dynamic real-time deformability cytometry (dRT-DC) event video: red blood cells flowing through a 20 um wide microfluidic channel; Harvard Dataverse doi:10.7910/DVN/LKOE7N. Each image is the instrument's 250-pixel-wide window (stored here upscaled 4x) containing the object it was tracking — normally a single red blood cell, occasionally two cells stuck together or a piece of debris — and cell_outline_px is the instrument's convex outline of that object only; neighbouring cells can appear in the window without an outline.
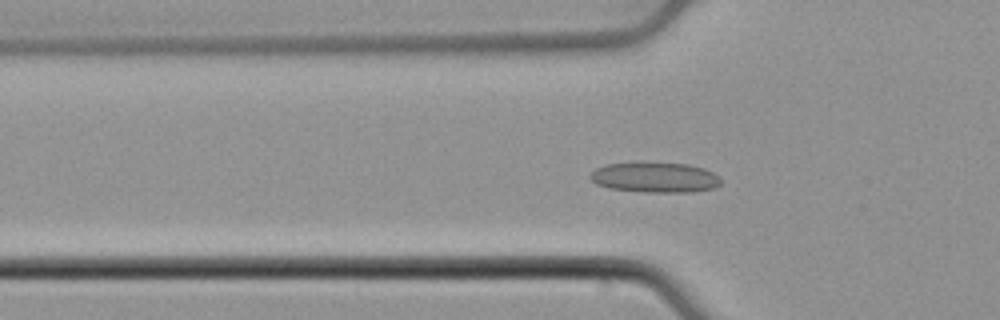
{"species": "common noctule bat (a hibernating species)", "species_latin": "Nyctalus noctula", "temperature_condition": "cold", "stored_images_in_passage": 53, "camera_frame_rate_fps": 3000, "um_per_image_px": 0.085, "animal": {"sex": "male", "body_mass_g": 21.5, "forearm_length_mm": 52.0}, "frame": {"image": 1, "passage_image": 17, "time_ms": 5.333, "image_size_px": [1000, 320], "cell_outline_px": [[720, 184], [716, 188], [692, 192], [644, 192], [608, 188], [596, 184], [588, 176], [596, 168], [608, 164], [688, 164], [704, 168], [712, 172], [720, 180]], "centroid_in_image_um": [55.68, 15.11], "position_along_channel_um": 70.1, "area_um2": 22.54}}
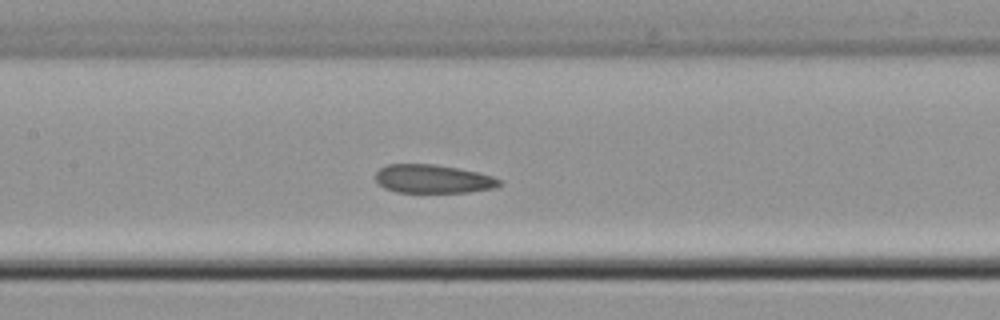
{"frame": {"image": 2, "passage_image": 25, "time_ms": 8.0, "image_size_px": [1000, 320], "cell_outline_px": [[500, 184], [492, 188], [468, 192], [396, 192], [384, 188], [376, 180], [376, 172], [380, 168], [388, 164], [436, 164], [476, 172], [492, 176], [500, 180]], "centroid_in_image_um": [36.76, 15.2], "position_along_channel_um": 170.6, "area_um2": 20.35}}
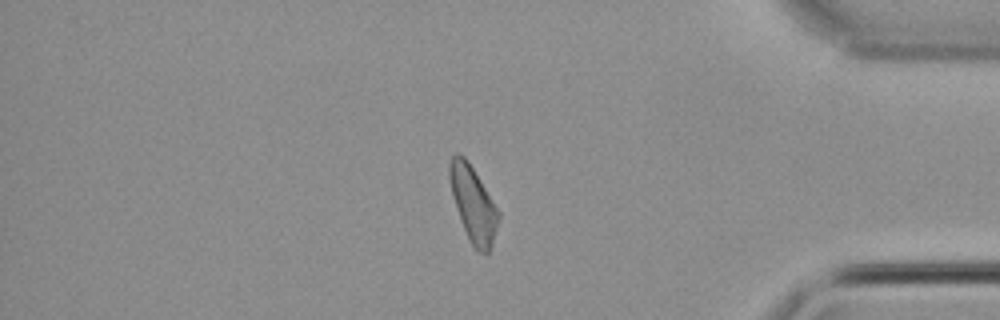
{"frame": {"image": 3, "passage_image": 45, "time_ms": 14.667, "image_size_px": [1000, 320], "cell_outline_px": [[500, 216], [492, 244], [488, 252], [484, 256], [472, 244], [464, 228], [456, 208], [452, 196], [448, 176], [448, 164], [452, 156], [456, 152], [460, 152], [468, 160], [500, 212]], "centroid_in_image_um": [40.2, 17.29], "position_along_channel_um": 395.0, "area_um2": 21.44}, "authors_computed_cell_mechanics": {"area_um2": 21.5594, "velocity_mm_per_s": 3.8074, "shape_relaxation_time_tau1_ms": null, "shape_relaxation_time_tau2_ms": 6.0849, "deformation_change_tau1": null, "deformation_change_tau2": 0.1233}}